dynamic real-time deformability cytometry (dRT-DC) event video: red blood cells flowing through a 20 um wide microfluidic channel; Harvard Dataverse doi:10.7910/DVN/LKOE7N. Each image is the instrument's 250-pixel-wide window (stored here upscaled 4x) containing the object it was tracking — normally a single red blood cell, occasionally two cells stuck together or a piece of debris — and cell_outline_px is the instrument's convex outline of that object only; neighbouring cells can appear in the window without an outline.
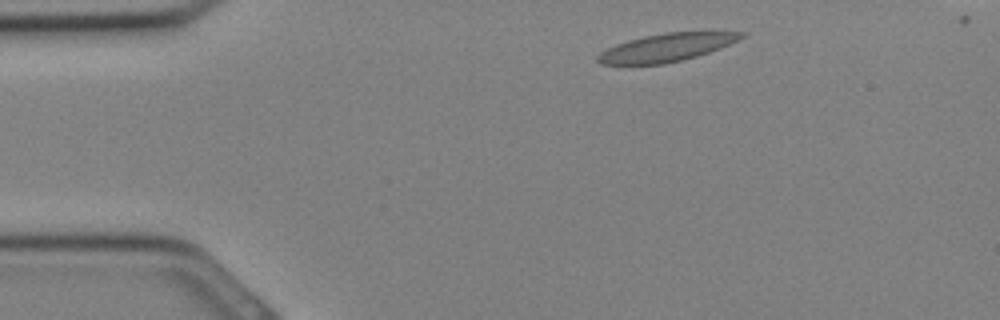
{"species": "Egyptian fruit bat (a non-hibernating species)", "species_latin": "Rousettus aegyptiacus", "temperature_condition": "cold", "stored_images_in_passage": 8, "camera_frame_rate_fps": 3000, "um_per_image_px": 0.085, "animal": {"sex": "female"}, "frame": {"image": 1, "passage_image": 2, "time_ms": 0.333, "image_size_px": [1000, 320], "cell_outline_px": [[744, 36], [720, 48], [696, 56], [664, 64], [600, 64], [596, 60], [596, 56], [600, 52], [616, 44], [628, 40], [644, 36], [664, 32], [744, 32]], "centroid_in_image_um": [56.58, 4.04], "position_along_channel_um": 28.4, "area_um2": 23.0}}
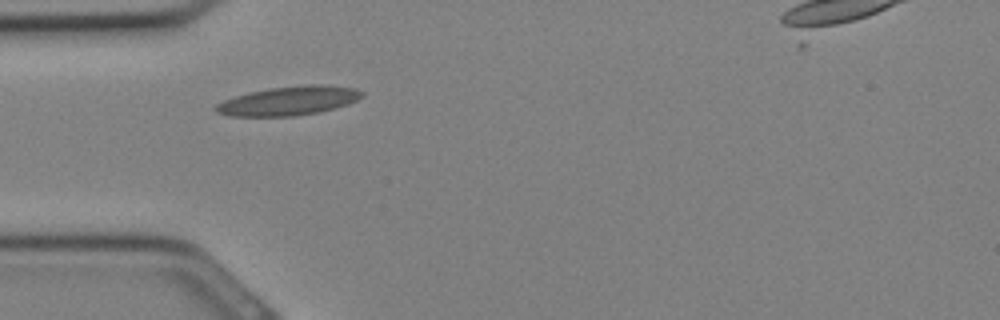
{"frame": {"image": 2, "passage_image": 6, "time_ms": 1.667, "image_size_px": [1000, 320], "cell_outline_px": [[364, 96], [348, 104], [320, 112], [296, 116], [228, 116], [216, 112], [212, 108], [216, 104], [224, 100], [248, 92], [268, 88], [312, 84], [324, 84], [356, 88], [364, 92]], "centroid_in_image_um": [24.54, 8.57], "position_along_channel_um": 60.5, "area_um2": 24.91}}
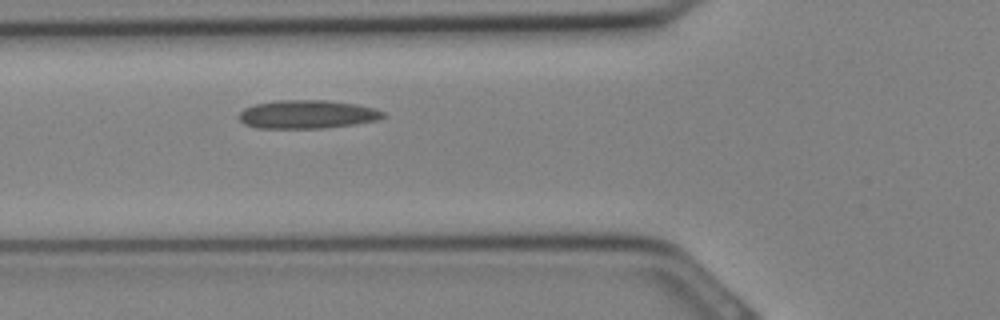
{"frame": {"image": 3, "passage_image": 8, "time_ms": 2.333, "image_size_px": [1000, 320], "cell_outline_px": [[384, 116], [376, 120], [356, 124], [324, 128], [256, 128], [244, 124], [236, 116], [244, 108], [256, 104], [276, 100], [324, 100], [356, 104], [372, 108], [384, 112]], "centroid_in_image_um": [26.06, 9.72], "position_along_channel_um": 99.7, "area_um2": 23.87}}